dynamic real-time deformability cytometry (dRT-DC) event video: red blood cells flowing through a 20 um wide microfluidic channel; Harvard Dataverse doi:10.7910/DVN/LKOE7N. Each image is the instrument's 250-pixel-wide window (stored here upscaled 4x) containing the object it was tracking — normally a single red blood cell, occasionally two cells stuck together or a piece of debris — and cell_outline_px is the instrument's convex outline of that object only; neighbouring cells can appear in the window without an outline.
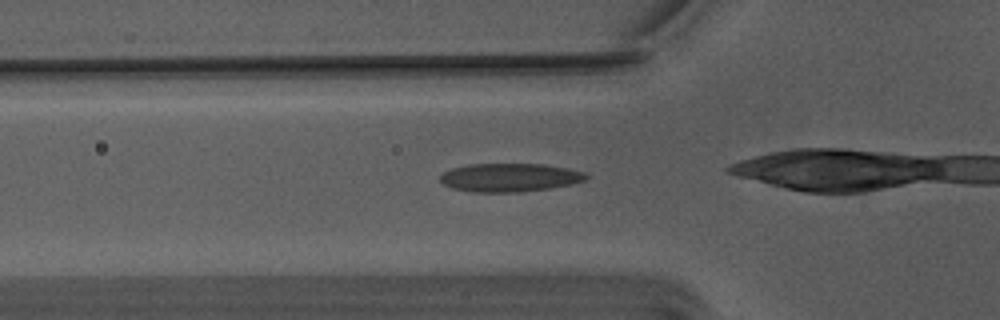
{"species": "Egyptian fruit bat (a non-hibernating species)", "species_latin": "Rousettus aegyptiacus", "temperature_condition": "warm", "stored_images_in_passage": 8, "camera_frame_rate_fps": 3000, "um_per_image_px": 0.085, "animal": {"sex": "male"}, "frame": {"image": 1, "passage_image": 2, "time_ms": 0.333, "image_size_px": [1000, 320], "cell_outline_px": [[588, 176], [584, 180], [572, 184], [552, 188], [520, 192], [472, 192], [452, 188], [444, 184], [440, 180], [440, 176], [444, 172], [452, 168], [472, 164], [540, 164], [568, 168], [584, 172]], "centroid_in_image_um": [43.33, 15.09], "position_along_channel_um": 82.5, "area_um2": 24.1}}
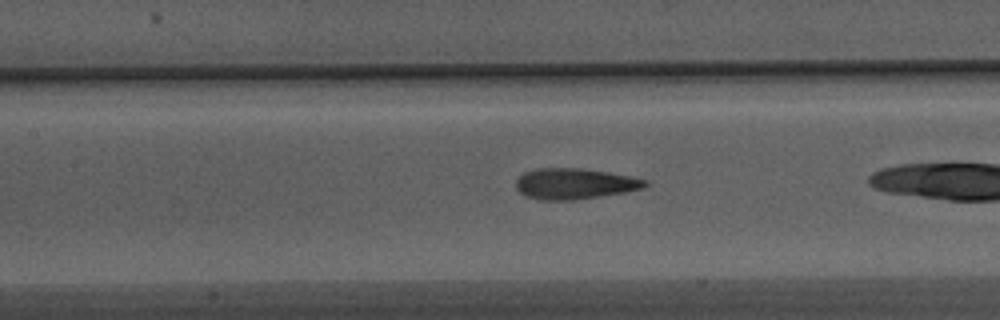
{"frame": {"image": 2, "passage_image": 8, "time_ms": 2.333, "image_size_px": [1000, 320], "cell_outline_px": [[652, 184], [644, 188], [624, 192], [576, 200], [540, 200], [524, 196], [516, 188], [516, 180], [524, 172], [536, 168], [580, 168], [608, 172], [632, 176], [648, 180]], "centroid_in_image_um": [48.87, 15.62], "position_along_channel_um": 158.5, "area_um2": 23.47}}